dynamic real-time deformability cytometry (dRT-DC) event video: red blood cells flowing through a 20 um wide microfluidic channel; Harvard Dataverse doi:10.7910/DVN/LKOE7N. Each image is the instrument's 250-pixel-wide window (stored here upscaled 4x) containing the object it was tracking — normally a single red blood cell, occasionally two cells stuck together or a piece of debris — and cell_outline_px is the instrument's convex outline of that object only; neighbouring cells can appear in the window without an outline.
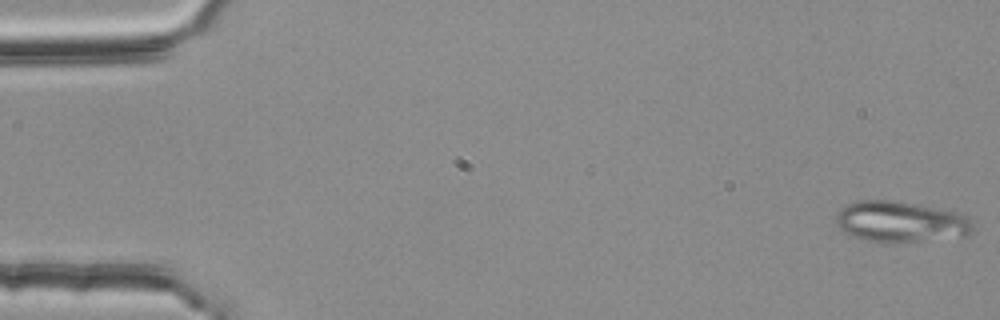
{"species": "common noctule bat (a hibernating species)", "species_latin": "Nyctalus noctula", "temperature_condition": "room temperature", "stored_images_in_passage": 17, "camera_frame_rate_fps": 3000, "um_per_image_px": 0.085, "animal": {"sex": "female", "body_mass_g": 25.1}, "frame": {"image": 1, "passage_image": 1, "time_ms": 0.0, "image_size_px": [1000, 320], "cell_outline_px": [[972, 232], [968, 236], [904, 244], [884, 244], [864, 240], [852, 236], [844, 232], [836, 224], [836, 212], [844, 204], [856, 200], [892, 200], [944, 208], [960, 212], [968, 216], [972, 224]], "centroid_in_image_um": [76.57, 18.87], "position_along_channel_um": 8.4, "area_um2": 34.1}}